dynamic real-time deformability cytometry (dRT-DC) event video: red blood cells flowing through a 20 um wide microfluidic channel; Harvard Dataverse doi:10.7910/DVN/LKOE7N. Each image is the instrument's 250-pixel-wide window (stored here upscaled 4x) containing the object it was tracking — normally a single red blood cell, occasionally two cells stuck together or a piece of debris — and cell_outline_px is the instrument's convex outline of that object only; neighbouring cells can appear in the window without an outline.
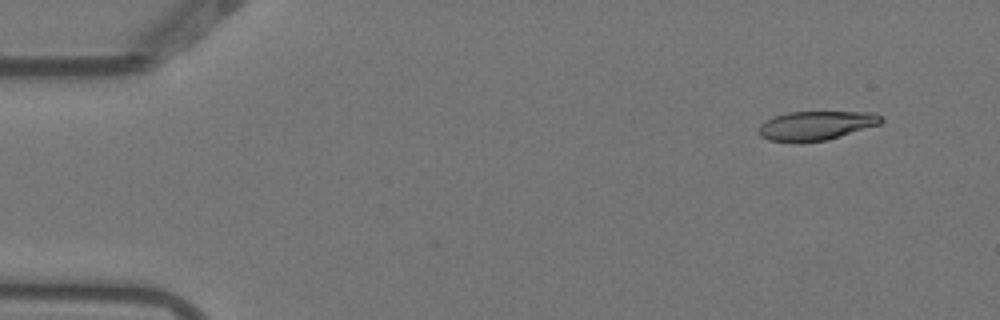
{"species": "Egyptian fruit bat (a non-hibernating species)", "species_latin": "Rousettus aegyptiacus", "temperature_condition": "warm", "stored_images_in_passage": 3, "camera_frame_rate_fps": 3000, "um_per_image_px": 0.085, "animal": {"sex": "female"}, "frame": {"image": 1, "passage_image": 2, "time_ms": 0.333, "image_size_px": [1000, 320], "cell_outline_px": [[884, 120], [880, 124], [824, 140], [768, 140], [760, 136], [760, 124], [776, 116], [788, 112], [876, 112]], "centroid_in_image_um": [69.41, 10.63], "position_along_channel_um": 15.6, "area_um2": 19.88}}